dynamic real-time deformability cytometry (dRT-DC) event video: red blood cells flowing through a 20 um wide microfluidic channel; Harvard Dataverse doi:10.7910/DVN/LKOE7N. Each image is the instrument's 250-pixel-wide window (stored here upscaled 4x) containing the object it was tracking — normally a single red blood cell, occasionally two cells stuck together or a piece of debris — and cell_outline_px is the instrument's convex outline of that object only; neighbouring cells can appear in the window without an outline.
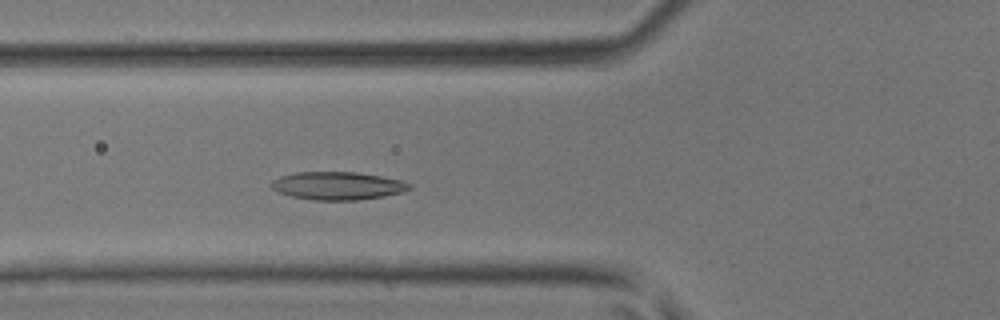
{"species": "common noctule bat (a hibernating species)", "species_latin": "Nyctalus noctula", "temperature_condition": "room temperature", "stored_images_in_passage": 33, "camera_frame_rate_fps": 3000, "um_per_image_px": 0.085, "animal": {"sex": "male", "body_mass_g": 17.9, "forearm_length_mm": 54.2}, "frame": {"image": 1, "passage_image": 5, "time_ms": 1.333, "image_size_px": [1000, 320], "cell_outline_px": [[412, 188], [400, 192], [384, 196], [356, 200], [316, 200], [292, 196], [280, 192], [272, 188], [268, 184], [272, 180], [280, 176], [296, 172], [356, 172], [380, 176], [400, 180], [412, 184]], "centroid_in_image_um": [28.68, 15.78], "position_along_channel_um": 97.1, "area_um2": 22.37}}
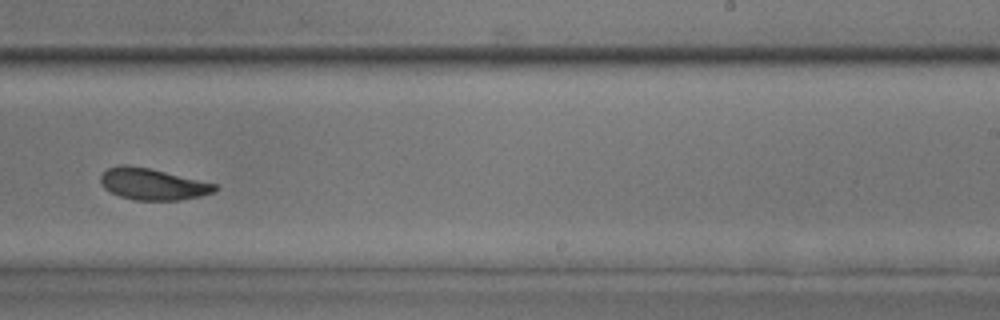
{"frame": {"image": 2, "passage_image": 17, "time_ms": 5.333, "image_size_px": [1000, 320], "cell_outline_px": [[220, 188], [212, 192], [200, 196], [180, 200], [136, 200], [120, 196], [104, 188], [100, 184], [100, 176], [108, 168], [120, 164], [124, 164], [148, 168], [216, 184]], "centroid_in_image_um": [12.95, 15.65], "position_along_channel_um": 276.1, "area_um2": 20.75}}
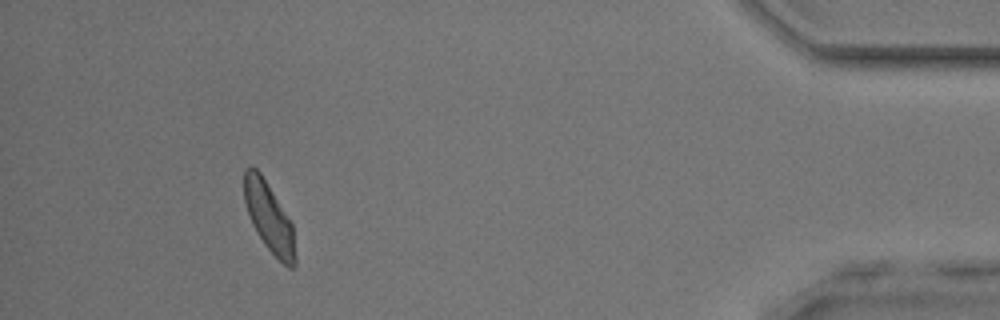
{"frame": {"image": 3, "passage_image": 30, "time_ms": 9.667, "image_size_px": [1000, 320], "cell_outline_px": [[296, 264], [292, 268], [288, 268], [264, 244], [256, 232], [252, 224], [244, 200], [244, 168], [252, 164], [260, 172], [292, 224], [296, 260]], "centroid_in_image_um": [22.85, 18.45], "position_along_channel_um": 412.4, "area_um2": 20.35}}